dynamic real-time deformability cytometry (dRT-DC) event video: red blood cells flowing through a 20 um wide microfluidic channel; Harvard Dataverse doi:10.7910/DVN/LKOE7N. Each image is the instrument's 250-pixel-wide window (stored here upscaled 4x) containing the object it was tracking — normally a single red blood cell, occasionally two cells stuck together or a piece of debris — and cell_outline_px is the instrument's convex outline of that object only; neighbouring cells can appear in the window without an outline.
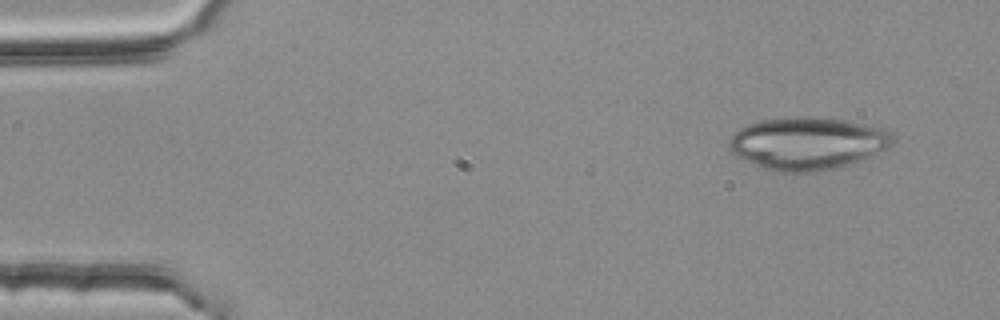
{"species": "common noctule bat (a hibernating species)", "species_latin": "Nyctalus noctula", "temperature_condition": "room temperature", "stored_images_in_passage": 4, "camera_frame_rate_fps": 3000, "um_per_image_px": 0.085, "animal": {"sex": "female", "body_mass_g": 25.1}, "frame": {"image": 1, "passage_image": 1, "time_ms": 0.0, "image_size_px": [1000, 320], "cell_outline_px": [[896, 140], [888, 148], [868, 156], [832, 168], [812, 172], [780, 172], [764, 168], [732, 152], [728, 144], [728, 140], [740, 128], [748, 124], [760, 120], [800, 116], [812, 116], [844, 120], [880, 128], [888, 132]], "centroid_in_image_um": [68.61, 12.16], "position_along_channel_um": 16.4, "area_um2": 49.13}}